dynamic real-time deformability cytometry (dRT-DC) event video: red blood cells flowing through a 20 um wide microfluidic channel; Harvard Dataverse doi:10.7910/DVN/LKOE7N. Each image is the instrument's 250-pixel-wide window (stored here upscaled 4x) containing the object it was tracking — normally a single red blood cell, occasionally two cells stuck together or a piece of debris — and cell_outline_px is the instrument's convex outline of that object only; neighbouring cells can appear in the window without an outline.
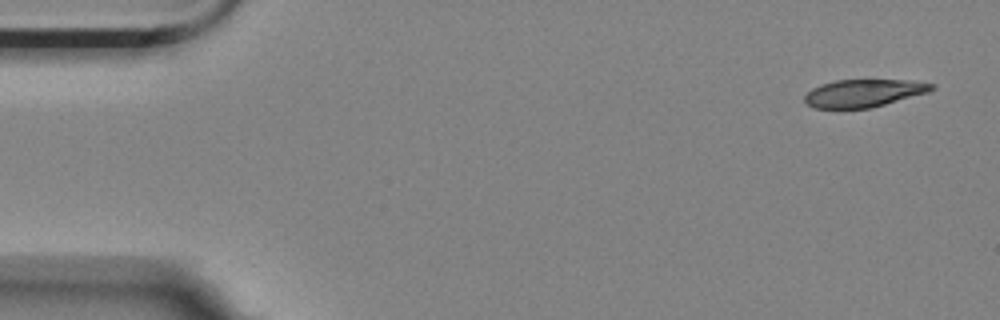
{"species": "Egyptian fruit bat (a non-hibernating species)", "species_latin": "Rousettus aegyptiacus", "temperature_condition": "room temperature", "stored_images_in_passage": 5, "segment_of_instrument_passage": [1, 2], "camera_frame_rate_fps": 3000, "um_per_image_px": 0.085, "animal": {"sex": "female"}, "frame": {"image": 1, "passage_image": 1, "time_ms": 0.0, "image_size_px": [1000, 320], "cell_outline_px": [[936, 88], [928, 92], [884, 104], [868, 108], [812, 108], [804, 104], [804, 96], [812, 88], [820, 84], [836, 80], [908, 80], [936, 84]], "centroid_in_image_um": [73.38, 7.91], "position_along_channel_um": 11.6, "area_um2": 20.46}}